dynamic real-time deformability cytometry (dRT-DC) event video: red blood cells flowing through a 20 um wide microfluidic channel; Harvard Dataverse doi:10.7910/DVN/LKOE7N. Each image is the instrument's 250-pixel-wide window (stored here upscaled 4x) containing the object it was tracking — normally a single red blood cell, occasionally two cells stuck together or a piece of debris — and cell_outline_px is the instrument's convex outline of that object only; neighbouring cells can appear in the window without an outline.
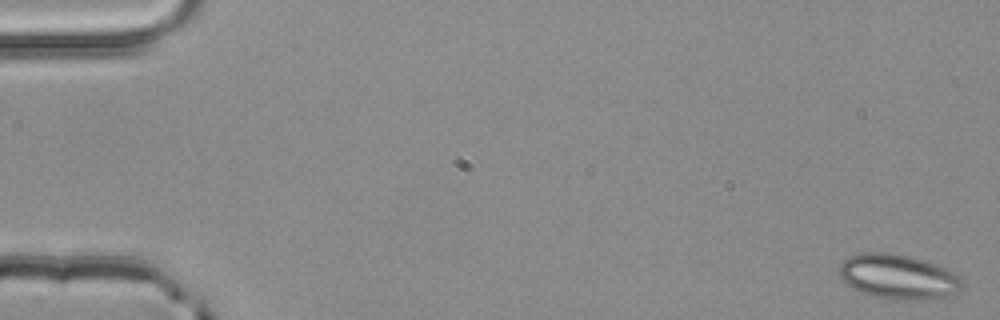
{"species": "common noctule bat (a hibernating species)", "species_latin": "Nyctalus noctula", "temperature_condition": "room temperature", "stored_images_in_passage": 4, "camera_frame_rate_fps": 3000, "um_per_image_px": 0.085, "animal": {"sex": "male", "body_mass_g": 20.4}, "frame": {"image": 1, "passage_image": 1, "time_ms": 0.0, "image_size_px": [1000, 320], "cell_outline_px": [[964, 288], [956, 292], [944, 296], [924, 300], [892, 300], [876, 296], [852, 288], [840, 276], [836, 268], [848, 256], [860, 252], [892, 252], [912, 256], [936, 264], [960, 276], [964, 280]], "centroid_in_image_um": [76.35, 23.5], "position_along_channel_um": 8.7, "area_um2": 32.43}}